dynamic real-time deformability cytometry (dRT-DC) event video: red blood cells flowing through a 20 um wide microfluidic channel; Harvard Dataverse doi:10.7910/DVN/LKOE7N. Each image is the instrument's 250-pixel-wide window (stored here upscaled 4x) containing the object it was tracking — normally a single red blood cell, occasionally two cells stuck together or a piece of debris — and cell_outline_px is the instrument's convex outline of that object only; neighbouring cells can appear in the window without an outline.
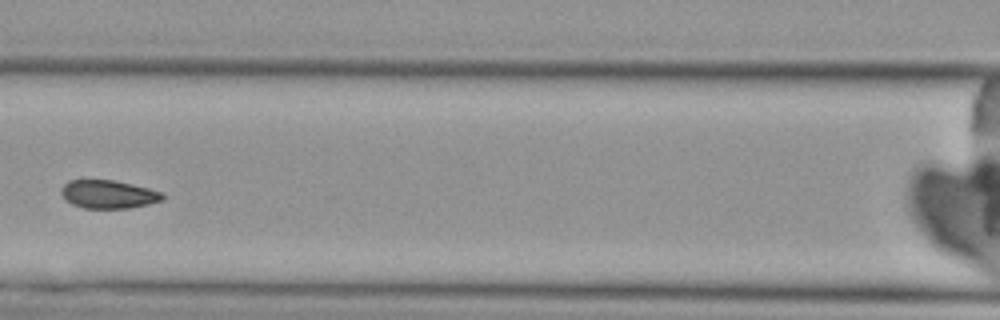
{"species": "Egyptian fruit bat (a non-hibernating species)", "species_latin": "Rousettus aegyptiacus", "temperature_condition": "cold", "stored_images_in_passage": 4, "camera_frame_rate_fps": 3000, "um_per_image_px": 0.085, "animal": {"sex": "female"}, "frame": {"image": 1, "passage_image": 4, "time_ms": 3.333, "image_size_px": [1000, 320], "cell_outline_px": [[164, 200], [148, 204], [128, 208], [84, 208], [72, 204], [64, 200], [60, 192], [60, 188], [68, 180], [116, 180], [164, 192]], "centroid_in_image_um": [9.2, 16.51], "position_along_channel_um": 157.4, "area_um2": 16.88}}